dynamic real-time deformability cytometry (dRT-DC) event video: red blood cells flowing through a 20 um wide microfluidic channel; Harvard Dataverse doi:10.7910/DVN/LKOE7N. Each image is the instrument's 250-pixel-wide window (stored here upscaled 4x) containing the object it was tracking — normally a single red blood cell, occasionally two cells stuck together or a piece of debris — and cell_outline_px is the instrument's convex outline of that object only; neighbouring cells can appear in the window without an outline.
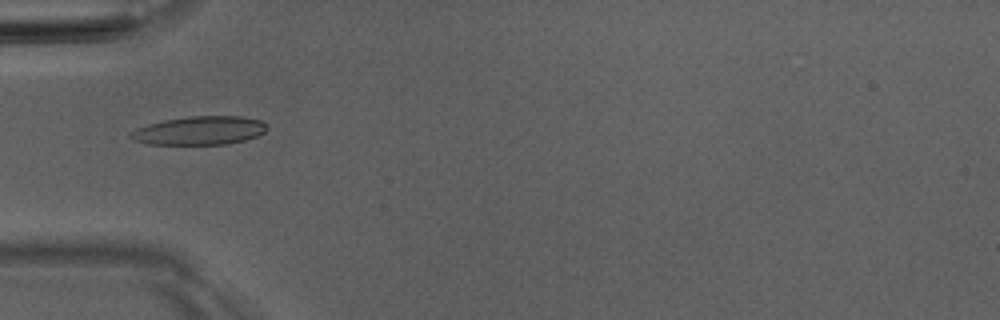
{"species": "Egyptian fruit bat (a non-hibernating species)", "species_latin": "Rousettus aegyptiacus", "temperature_condition": "room temperature", "stored_images_in_passage": 2, "camera_frame_rate_fps": 3000, "um_per_image_px": 0.085, "animal": {"sex": "male"}, "frame": {"image": 1, "passage_image": 1, "time_ms": 0.0, "image_size_px": [1000, 320], "cell_outline_px": [[268, 128], [264, 132], [256, 136], [244, 140], [228, 144], [148, 144], [132, 140], [128, 136], [128, 132], [136, 128], [148, 124], [164, 120], [192, 116], [240, 116], [260, 120], [268, 124]], "centroid_in_image_um": [16.94, 11.1], "position_along_channel_um": 68.1, "area_um2": 22.77}}